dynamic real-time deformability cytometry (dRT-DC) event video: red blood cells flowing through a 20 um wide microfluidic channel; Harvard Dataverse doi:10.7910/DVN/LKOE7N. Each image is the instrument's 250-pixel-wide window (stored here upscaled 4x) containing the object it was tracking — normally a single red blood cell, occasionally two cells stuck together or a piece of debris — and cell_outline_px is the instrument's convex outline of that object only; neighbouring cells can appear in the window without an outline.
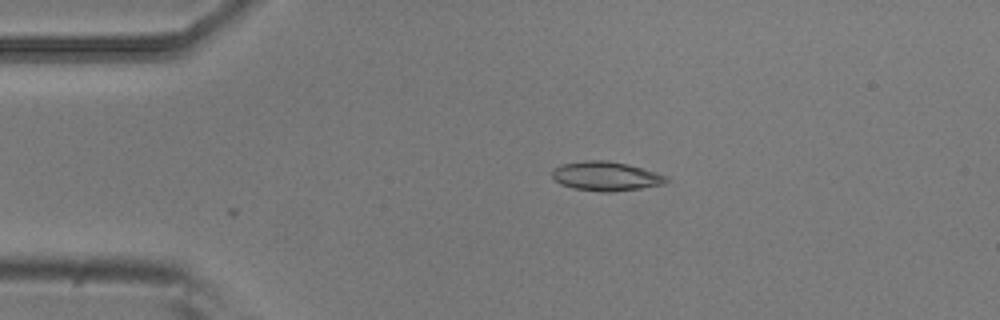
{"species": "common noctule bat (a hibernating species)", "species_latin": "Nyctalus noctula", "temperature_condition": "room temperature", "stored_images_in_passage": 3, "camera_frame_rate_fps": 3000, "um_per_image_px": 0.085, "animal": {"sex": "male", "body_mass_g": 20.5, "forearm_length_mm": 52.5}, "frame": {"image": 1, "passage_image": 3, "time_ms": 0.667, "image_size_px": [1000, 320], "cell_outline_px": [[668, 180], [664, 184], [640, 188], [612, 192], [600, 192], [572, 188], [560, 184], [552, 176], [552, 172], [560, 164], [584, 160], [608, 160], [628, 164], [656, 172], [664, 176]], "centroid_in_image_um": [51.47, 14.97], "position_along_channel_um": 33.5, "area_um2": 19.42}}